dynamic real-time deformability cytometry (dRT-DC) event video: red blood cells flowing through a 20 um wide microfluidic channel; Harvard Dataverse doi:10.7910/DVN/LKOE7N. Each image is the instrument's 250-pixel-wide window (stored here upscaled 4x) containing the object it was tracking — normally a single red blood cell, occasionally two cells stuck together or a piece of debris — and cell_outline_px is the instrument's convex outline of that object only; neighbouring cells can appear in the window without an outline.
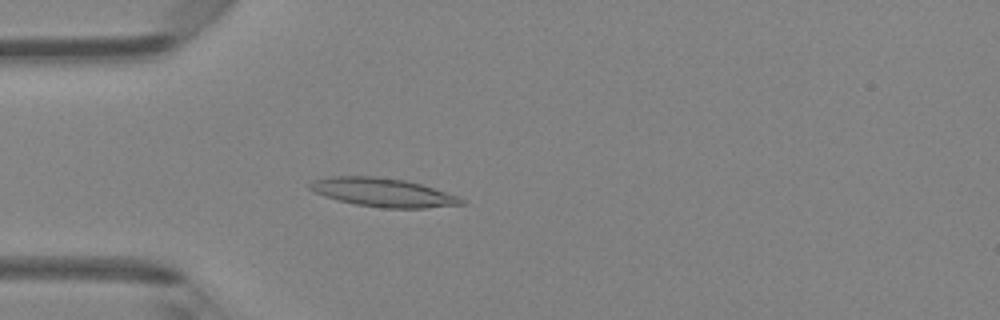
{"species": "Egyptian fruit bat (a non-hibernating species)", "species_latin": "Rousettus aegyptiacus", "temperature_condition": "room temperature", "stored_images_in_passage": 38, "camera_frame_rate_fps": 3000, "um_per_image_px": 0.085, "animal": {"sex": "female"}, "frame": {"image": 1, "passage_image": 5, "time_ms": 1.333, "image_size_px": [1000, 320], "cell_outline_px": [[464, 204], [424, 208], [384, 208], [356, 204], [324, 196], [308, 188], [308, 184], [312, 180], [328, 176], [376, 176], [408, 180], [456, 196], [464, 200]], "centroid_in_image_um": [32.5, 16.34], "position_along_channel_um": 52.5, "area_um2": 25.09}}
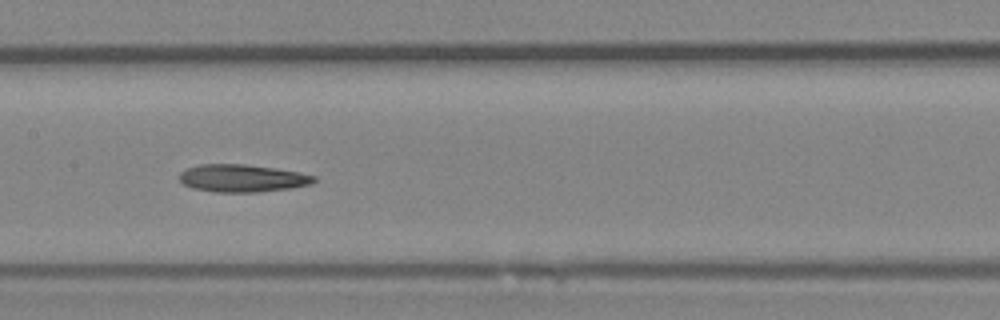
{"frame": {"image": 2, "passage_image": 15, "time_ms": 4.667, "image_size_px": [1000, 320], "cell_outline_px": [[316, 180], [312, 184], [292, 188], [256, 192], [216, 192], [192, 188], [184, 184], [176, 176], [180, 172], [188, 168], [200, 164], [244, 164], [276, 168], [300, 172], [316, 176]], "centroid_in_image_um": [20.6, 15.15], "position_along_channel_um": 186.8, "area_um2": 21.79}}
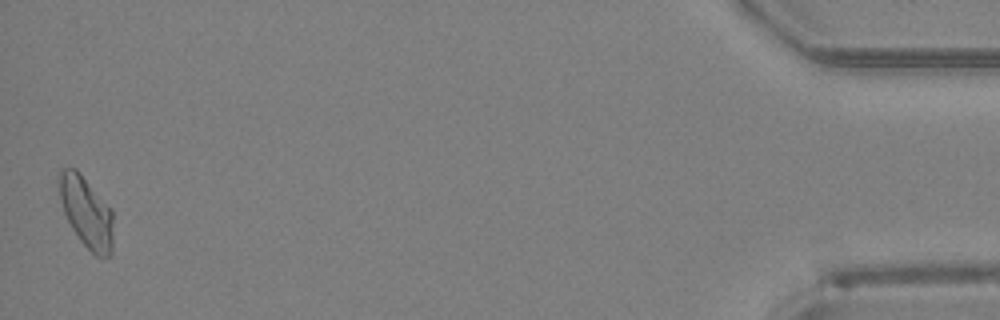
{"frame": {"image": 3, "passage_image": 38, "time_ms": 12.333, "image_size_px": [1000, 320], "cell_outline_px": [[112, 256], [96, 256], [80, 240], [72, 228], [64, 212], [60, 196], [56, 176], [60, 168], [76, 168], [80, 172], [112, 208]], "centroid_in_image_um": [7.33, 17.97], "position_along_channel_um": 427.9, "area_um2": 22.54}, "authors_computed_cell_mechanics": {"area_um2": 21.7906, "velocity_mm_per_s": 4.3233, "shape_relaxation_time_tau1_ms": 7.3582, "shape_relaxation_time_tau2_ms": null, "deformation_change_tau1": 0.2113, "deformation_change_tau2": null}}